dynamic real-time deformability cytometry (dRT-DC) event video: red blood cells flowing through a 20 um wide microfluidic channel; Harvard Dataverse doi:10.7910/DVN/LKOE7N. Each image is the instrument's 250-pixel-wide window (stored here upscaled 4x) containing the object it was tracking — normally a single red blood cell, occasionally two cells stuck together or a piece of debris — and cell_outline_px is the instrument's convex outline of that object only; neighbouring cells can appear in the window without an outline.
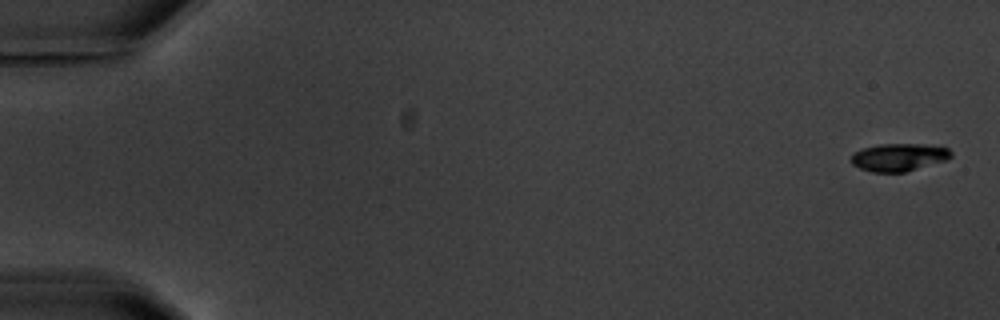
{"species": "common noctule bat (a hibernating species)", "species_latin": "Nyctalus noctula", "temperature_condition": "warm", "stored_images_in_passage": 6, "camera_frame_rate_fps": 3000, "um_per_image_px": 0.085, "animal": {"sex": "male", "body_mass_g": 20.1, "forearm_length_mm": 53.5}, "frame": {"image": 1, "passage_image": 1, "time_ms": 0.0, "image_size_px": [1000, 320], "cell_outline_px": [[952, 156], [948, 160], [904, 172], [872, 172], [860, 168], [852, 164], [852, 152], [860, 148], [876, 144], [940, 144], [948, 148], [952, 152]], "centroid_in_image_um": [76.44, 13.34], "position_along_channel_um": 8.6, "area_um2": 16.53}}
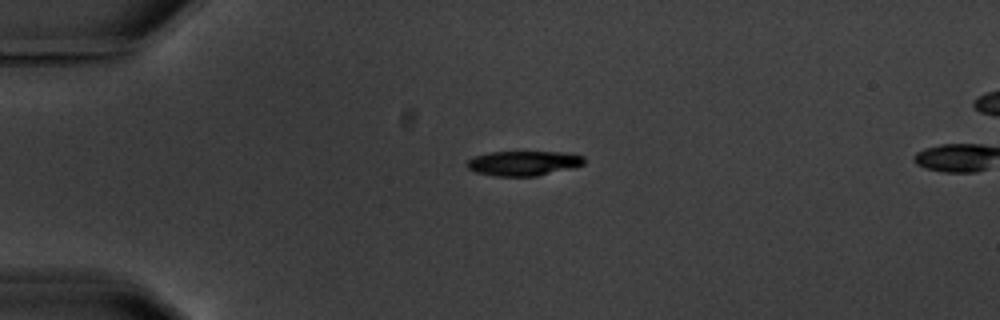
{"frame": {"image": 2, "passage_image": 4, "time_ms": 4.333, "image_size_px": [1000, 320], "cell_outline_px": [[584, 164], [572, 168], [536, 176], [496, 176], [476, 172], [468, 168], [464, 164], [468, 160], [476, 156], [488, 152], [564, 152], [584, 156]], "centroid_in_image_um": [44.49, 13.87], "position_along_channel_um": 40.5, "area_um2": 16.88}}